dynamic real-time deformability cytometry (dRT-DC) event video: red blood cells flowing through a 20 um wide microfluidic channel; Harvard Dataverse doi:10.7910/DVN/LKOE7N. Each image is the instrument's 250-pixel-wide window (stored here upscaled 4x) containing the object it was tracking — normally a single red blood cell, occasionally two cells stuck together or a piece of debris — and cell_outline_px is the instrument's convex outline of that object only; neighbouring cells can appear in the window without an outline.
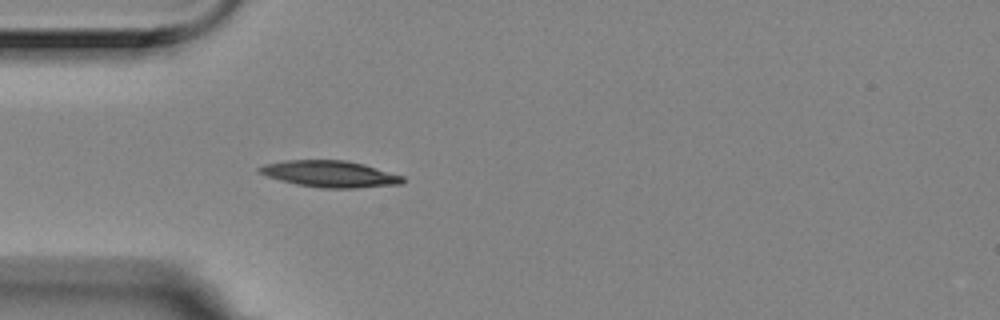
{"species": "Egyptian fruit bat (a non-hibernating species)", "species_latin": "Rousettus aegyptiacus", "temperature_condition": "room temperature", "stored_images_in_passage": 1, "camera_frame_rate_fps": 3000, "um_per_image_px": 0.085, "animal": {"sex": "female"}, "frame": {"image": 1, "passage_image": 1, "time_ms": 0.0, "image_size_px": [1000, 320], "cell_outline_px": [[404, 180], [400, 184], [356, 188], [320, 188], [296, 184], [280, 180], [268, 176], [260, 172], [256, 168], [264, 164], [284, 160], [344, 160], [364, 164], [404, 176]], "centroid_in_image_um": [28.04, 14.78], "position_along_channel_um": 57.0, "area_um2": 22.08}}